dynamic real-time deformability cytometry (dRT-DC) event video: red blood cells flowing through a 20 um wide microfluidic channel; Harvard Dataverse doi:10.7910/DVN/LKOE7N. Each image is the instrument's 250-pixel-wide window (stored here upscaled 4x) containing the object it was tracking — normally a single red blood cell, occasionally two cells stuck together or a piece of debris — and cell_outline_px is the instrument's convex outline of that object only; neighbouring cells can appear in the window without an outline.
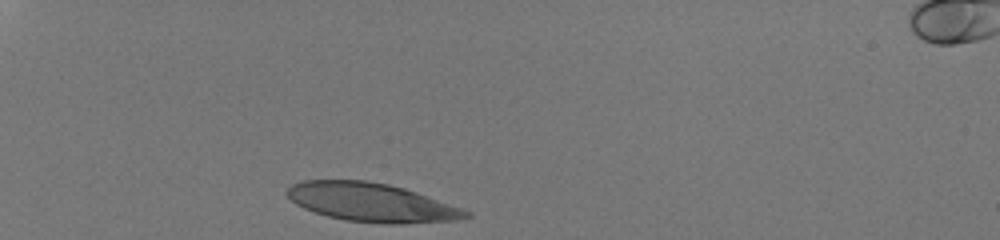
{"species": "human", "species_latin": "Homo sapiens", "temperature_condition": "room temperature", "stored_images_in_passage": 30, "camera_frame_rate_fps": 3000, "um_per_image_px": 0.085, "donor": {"sex": "male"}, "frame": {"image": 1, "passage_image": 1, "time_ms": 0.0, "image_size_px": [1000, 240], "cell_outline_px": [[472, 216], [460, 220], [400, 224], [388, 224], [348, 220], [328, 216], [304, 208], [296, 204], [288, 196], [288, 188], [292, 184], [304, 180], [368, 180], [388, 184], [404, 188], [416, 192], [472, 212]], "centroid_in_image_um": [31.61, 17.2], "position_along_channel_um": 53.4, "area_um2": 40.06}}
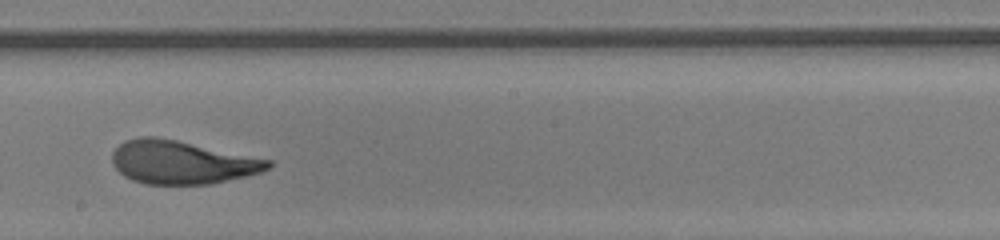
{"frame": {"image": 2, "passage_image": 18, "time_ms": 5.667, "image_size_px": [1000, 240], "cell_outline_px": [[272, 164], [268, 168], [260, 172], [244, 176], [208, 184], [148, 184], [132, 180], [124, 176], [112, 164], [112, 152], [124, 140], [140, 136], [156, 136], [176, 140], [272, 160]], "centroid_in_image_um": [15.41, 13.78], "position_along_channel_um": 232.8, "area_um2": 39.07}}
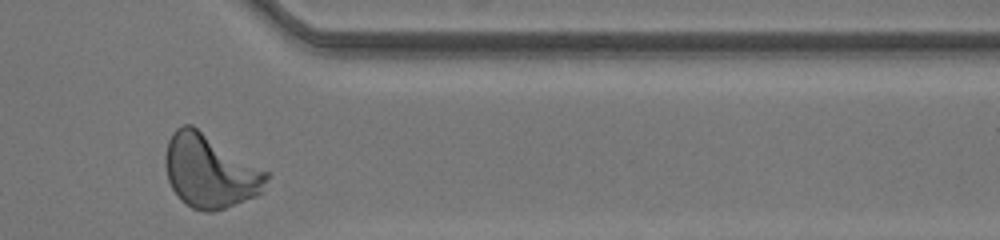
{"frame": {"image": 3, "passage_image": 30, "time_ms": 9.667, "image_size_px": [1000, 240], "cell_outline_px": [[268, 176], [264, 192], [256, 196], [224, 208], [212, 212], [204, 212], [192, 208], [172, 188], [168, 180], [164, 164], [164, 156], [168, 140], [172, 132], [176, 128], [184, 124], [192, 124], [268, 172]], "centroid_in_image_um": [17.83, 14.53], "position_along_channel_um": 393.6, "area_um2": 43.12}, "authors_computed_cell_mechanics": {"area_um2": 39.8531, "velocity_mm_per_s": 4.0725, "shape_relaxation_time_tau1_ms": 4.9923, "shape_relaxation_time_tau2_ms": null, "deformation_change_tau1": 0.2318, "deformation_change_tau2": null}}